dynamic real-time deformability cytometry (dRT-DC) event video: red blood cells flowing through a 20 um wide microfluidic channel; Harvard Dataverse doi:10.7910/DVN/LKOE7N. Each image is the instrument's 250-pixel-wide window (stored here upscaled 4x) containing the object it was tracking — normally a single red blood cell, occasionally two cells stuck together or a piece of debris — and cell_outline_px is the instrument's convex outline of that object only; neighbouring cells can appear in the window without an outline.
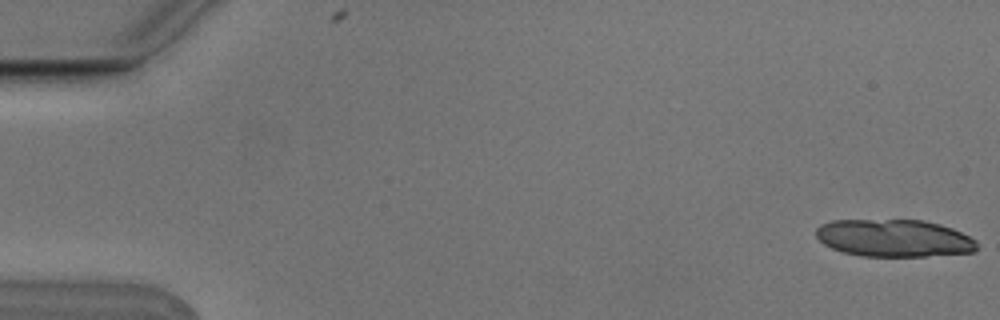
{"species": "Egyptian fruit bat (a non-hibernating species)", "species_latin": "Rousettus aegyptiacus", "temperature_condition": "cold", "stored_images_in_passage": 4, "camera_frame_rate_fps": 3000, "um_per_image_px": 0.085, "animal": {"sex": "male"}, "frame": {"image": 1, "passage_image": 1, "time_ms": 0.0, "image_size_px": [1000, 320], "cell_outline_px": [[976, 252], [924, 256], [860, 256], [844, 252], [832, 248], [824, 244], [816, 236], [816, 228], [820, 224], [832, 220], [924, 220], [940, 224], [952, 228], [976, 240]], "centroid_in_image_um": [75.98, 20.23], "position_along_channel_um": 9.0, "area_um2": 35.08}}